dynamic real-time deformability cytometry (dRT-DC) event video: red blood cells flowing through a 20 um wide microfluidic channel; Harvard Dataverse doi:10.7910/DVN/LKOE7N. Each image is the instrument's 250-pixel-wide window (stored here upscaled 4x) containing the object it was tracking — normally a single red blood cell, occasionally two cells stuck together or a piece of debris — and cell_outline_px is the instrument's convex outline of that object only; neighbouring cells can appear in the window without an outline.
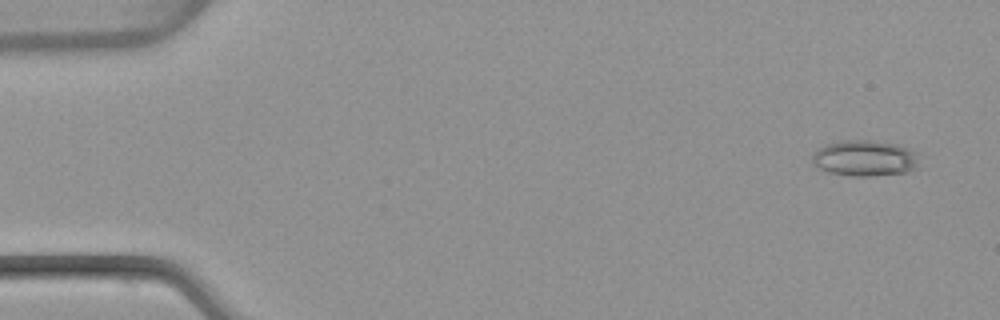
{"species": "common noctule bat (a hibernating species)", "species_latin": "Nyctalus noctula", "temperature_condition": "warm", "stored_images_in_passage": 49, "camera_frame_rate_fps": 3000, "um_per_image_px": 0.085, "animal": {"sex": "female", "body_mass_g": 22.7, "forearm_length_mm": 54.2}, "frame": {"image": 1, "passage_image": 1, "time_ms": 0.0, "image_size_px": [1000, 320], "cell_outline_px": [[920, 168], [908, 172], [868, 176], [852, 176], [828, 172], [820, 168], [812, 160], [812, 156], [820, 148], [828, 144], [840, 140], [872, 140], [896, 144], [920, 152]], "centroid_in_image_um": [73.63, 13.45], "position_along_channel_um": 11.4, "area_um2": 22.66}}
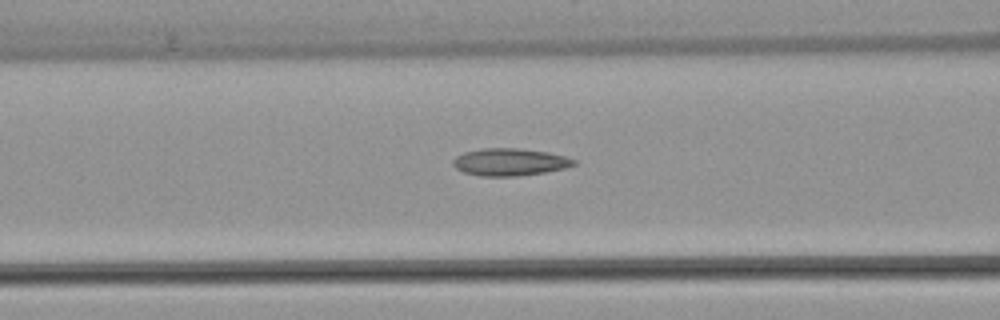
{"frame": {"image": 2, "passage_image": 19, "time_ms": 6.0, "image_size_px": [1000, 320], "cell_outline_px": [[576, 164], [564, 168], [544, 172], [516, 176], [480, 176], [464, 172], [456, 168], [452, 164], [452, 160], [456, 156], [464, 152], [484, 148], [520, 148], [548, 152], [564, 156], [576, 160]], "centroid_in_image_um": [43.31, 13.76], "position_along_channel_um": 123.3, "area_um2": 19.19}}
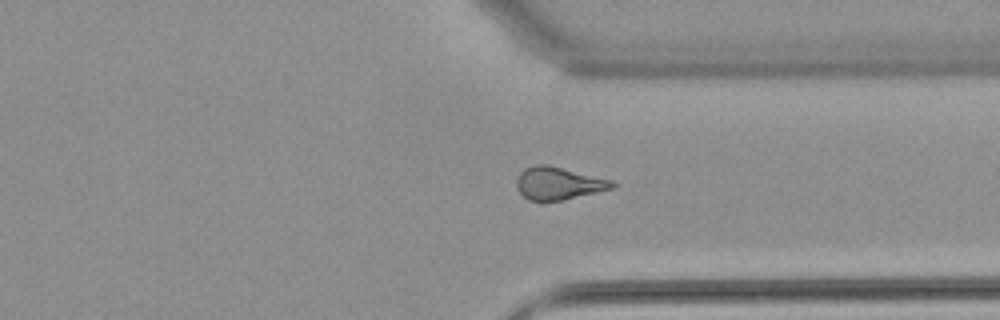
{"frame": {"image": 3, "passage_image": 37, "time_ms": 12.0, "image_size_px": [1000, 320], "cell_outline_px": [[616, 184], [612, 188], [596, 192], [560, 200], [528, 200], [516, 188], [516, 180], [520, 172], [524, 168], [536, 164], [548, 164], [612, 180]], "centroid_in_image_um": [47.43, 15.56], "position_along_channel_um": 364.0, "area_um2": 17.98}, "authors_computed_cell_mechanics": {"area_um2": 18.6116, "velocity_mm_per_s": 4.0133, "shape_relaxation_time_tau1_ms": null, "shape_relaxation_time_tau2_ms": 3.1004, "deformation_change_tau1": null, "deformation_change_tau2": 0.1287}}